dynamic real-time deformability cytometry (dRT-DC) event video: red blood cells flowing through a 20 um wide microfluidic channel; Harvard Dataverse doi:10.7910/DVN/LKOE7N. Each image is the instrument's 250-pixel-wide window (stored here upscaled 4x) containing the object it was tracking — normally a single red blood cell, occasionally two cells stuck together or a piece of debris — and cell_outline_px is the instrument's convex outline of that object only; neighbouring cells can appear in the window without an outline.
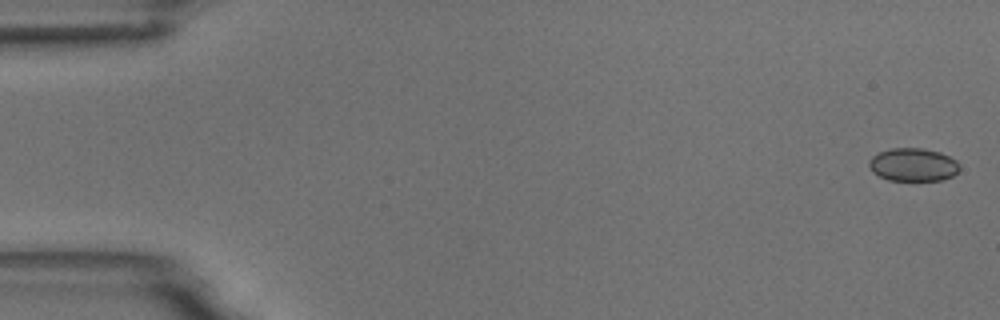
{"species": "common noctule bat (a hibernating species)", "species_latin": "Nyctalus noctula", "temperature_condition": "room temperature", "stored_images_in_passage": 6, "camera_frame_rate_fps": 3000, "um_per_image_px": 0.085, "animal": {"sex": "male", "body_mass_g": 18.8}, "frame": {"image": 1, "passage_image": 1, "time_ms": 0.0, "image_size_px": [1000, 320], "cell_outline_px": [[960, 168], [952, 176], [940, 180], [888, 180], [872, 172], [868, 164], [868, 160], [872, 156], [880, 152], [892, 148], [924, 148], [940, 152], [956, 160], [960, 164]], "centroid_in_image_um": [77.61, 13.99], "position_along_channel_um": 7.4, "area_um2": 17.46}}
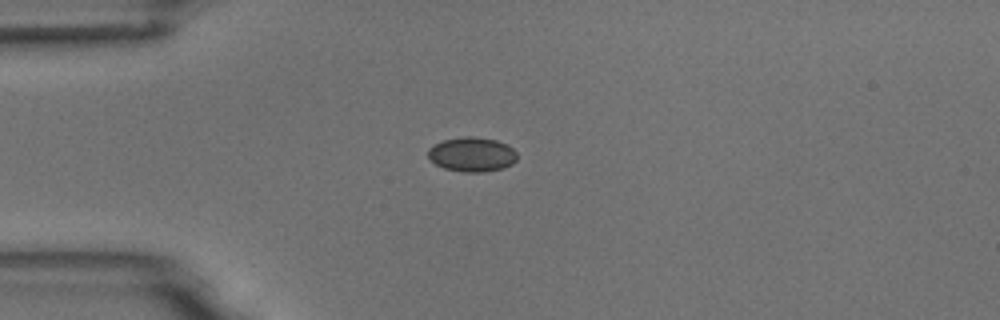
{"frame": {"image": 2, "passage_image": 5, "time_ms": 4.333, "image_size_px": [1000, 320], "cell_outline_px": [[516, 160], [512, 164], [504, 168], [484, 172], [464, 172], [444, 168], [436, 164], [428, 156], [428, 148], [432, 144], [444, 140], [468, 136], [472, 136], [496, 140], [508, 144], [516, 152]], "centroid_in_image_um": [40.12, 13.12], "position_along_channel_um": 44.9, "area_um2": 17.92}}
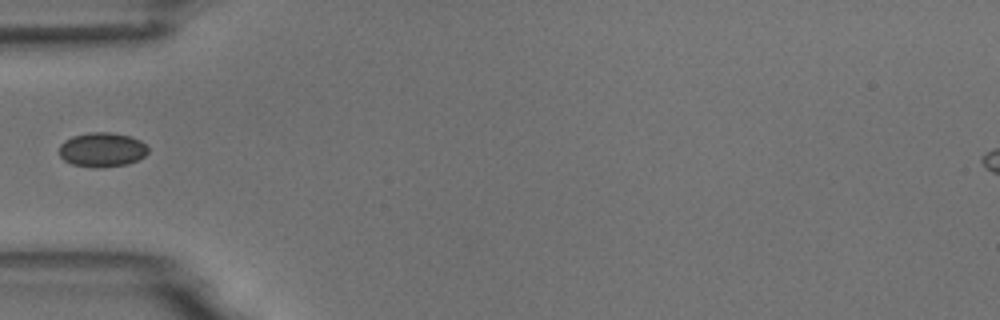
{"frame": {"image": 3, "passage_image": 6, "time_ms": 5.667, "image_size_px": [1000, 320], "cell_outline_px": [[148, 152], [144, 156], [128, 164], [104, 168], [92, 168], [72, 164], [64, 160], [60, 156], [60, 144], [64, 140], [72, 136], [88, 132], [112, 132], [128, 136], [140, 140], [148, 148]], "centroid_in_image_um": [8.66, 12.73], "position_along_channel_um": 76.3, "area_um2": 17.98}}